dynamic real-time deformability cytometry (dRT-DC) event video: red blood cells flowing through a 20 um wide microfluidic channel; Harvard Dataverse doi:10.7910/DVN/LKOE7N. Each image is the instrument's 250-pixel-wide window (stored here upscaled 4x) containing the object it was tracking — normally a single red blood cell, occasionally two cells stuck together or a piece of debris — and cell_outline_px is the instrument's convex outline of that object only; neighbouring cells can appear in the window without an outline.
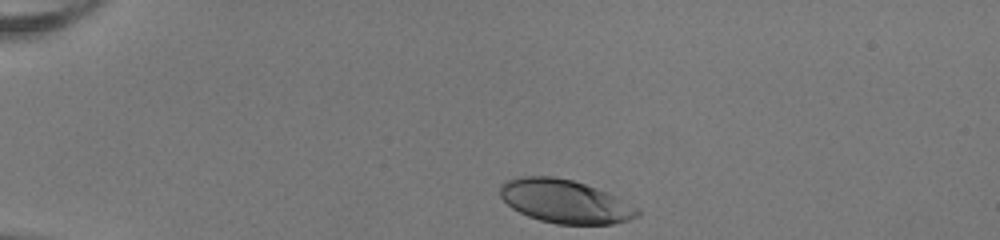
{"species": "human", "species_latin": "Homo sapiens", "temperature_condition": "room temperature", "stored_images_in_passage": 34, "camera_frame_rate_fps": 3000, "um_per_image_px": 0.085, "donor": {"sex": "female"}, "frame": {"image": 1, "passage_image": 1, "time_ms": 0.0, "image_size_px": [1000, 240], "cell_outline_px": [[640, 216], [628, 220], [612, 224], [556, 224], [540, 220], [528, 216], [512, 208], [500, 196], [500, 184], [508, 180], [520, 176], [552, 176], [572, 180], [596, 188], [616, 196], [640, 208]], "centroid_in_image_um": [48.04, 17.12], "position_along_channel_um": 37.0, "area_um2": 34.74}}
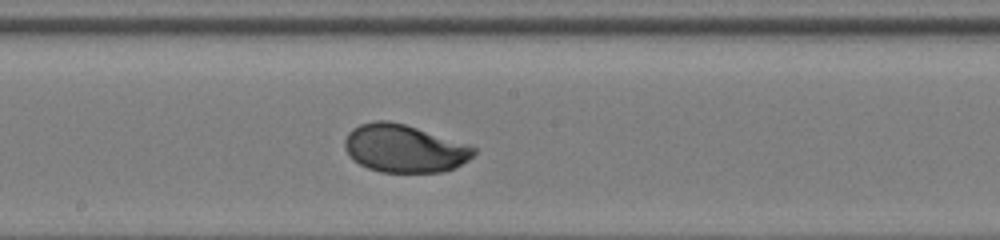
{"frame": {"image": 2, "passage_image": 19, "time_ms": 6.0, "image_size_px": [1000, 240], "cell_outline_px": [[476, 152], [468, 160], [444, 172], [380, 172], [368, 168], [352, 160], [344, 148], [344, 140], [348, 132], [352, 128], [360, 124], [372, 120], [388, 120], [404, 124], [476, 148]], "centroid_in_image_um": [34.28, 12.62], "position_along_channel_um": 213.9, "area_um2": 35.66}}
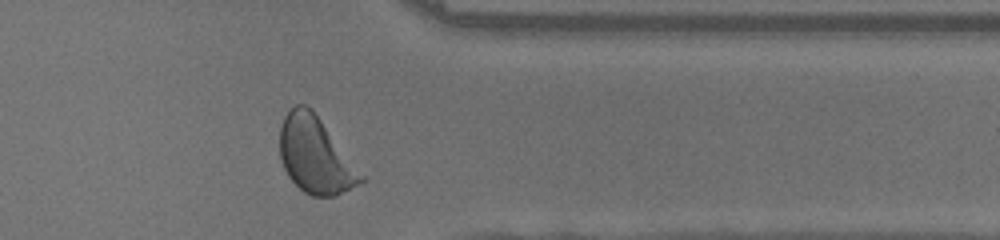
{"frame": {"image": 3, "passage_image": 32, "time_ms": 10.333, "image_size_px": [1000, 240], "cell_outline_px": [[364, 180], [360, 184], [336, 196], [312, 196], [304, 192], [288, 176], [284, 168], [280, 156], [280, 124], [284, 116], [296, 104], [304, 104], [312, 108], [364, 176]], "centroid_in_image_um": [26.79, 13.19], "position_along_channel_um": 384.6, "area_um2": 35.84}, "authors_computed_cell_mechanics": {"area_um2": 35.6048, "velocity_mm_per_s": 4.028, "shape_relaxation_time_tau1_ms": 2.1106, "shape_relaxation_time_tau2_ms": null, "deformation_change_tau1": 0.1365, "deformation_change_tau2": null}}